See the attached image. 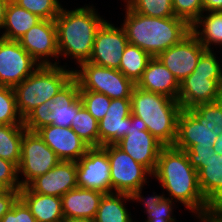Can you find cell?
I'll use <instances>...</instances> for the list:
<instances>
[{
    "label": "cell",
    "mask_w": 222,
    "mask_h": 222,
    "mask_svg": "<svg viewBox=\"0 0 222 222\" xmlns=\"http://www.w3.org/2000/svg\"><path fill=\"white\" fill-rule=\"evenodd\" d=\"M152 177L169 193L167 198L182 203L192 213L211 208L200 190L198 172L190 164L184 150L164 146Z\"/></svg>",
    "instance_id": "1"
},
{
    "label": "cell",
    "mask_w": 222,
    "mask_h": 222,
    "mask_svg": "<svg viewBox=\"0 0 222 222\" xmlns=\"http://www.w3.org/2000/svg\"><path fill=\"white\" fill-rule=\"evenodd\" d=\"M122 25L130 44L138 46L151 57L179 43L191 32V26L179 17H147L125 5Z\"/></svg>",
    "instance_id": "2"
},
{
    "label": "cell",
    "mask_w": 222,
    "mask_h": 222,
    "mask_svg": "<svg viewBox=\"0 0 222 222\" xmlns=\"http://www.w3.org/2000/svg\"><path fill=\"white\" fill-rule=\"evenodd\" d=\"M93 5L74 10L64 9L55 19L59 57L76 59L77 64L88 61L98 29L106 21Z\"/></svg>",
    "instance_id": "3"
},
{
    "label": "cell",
    "mask_w": 222,
    "mask_h": 222,
    "mask_svg": "<svg viewBox=\"0 0 222 222\" xmlns=\"http://www.w3.org/2000/svg\"><path fill=\"white\" fill-rule=\"evenodd\" d=\"M130 100L131 114L141 118L147 130L164 146H173L177 137V119L182 110L178 100L136 85Z\"/></svg>",
    "instance_id": "4"
},
{
    "label": "cell",
    "mask_w": 222,
    "mask_h": 222,
    "mask_svg": "<svg viewBox=\"0 0 222 222\" xmlns=\"http://www.w3.org/2000/svg\"><path fill=\"white\" fill-rule=\"evenodd\" d=\"M60 65H40L14 87L17 109L24 119L33 109L52 99L73 78V70Z\"/></svg>",
    "instance_id": "5"
},
{
    "label": "cell",
    "mask_w": 222,
    "mask_h": 222,
    "mask_svg": "<svg viewBox=\"0 0 222 222\" xmlns=\"http://www.w3.org/2000/svg\"><path fill=\"white\" fill-rule=\"evenodd\" d=\"M82 105L79 84L73 77L52 99L33 109L23 119V125L32 132L46 125L71 127L72 120Z\"/></svg>",
    "instance_id": "6"
},
{
    "label": "cell",
    "mask_w": 222,
    "mask_h": 222,
    "mask_svg": "<svg viewBox=\"0 0 222 222\" xmlns=\"http://www.w3.org/2000/svg\"><path fill=\"white\" fill-rule=\"evenodd\" d=\"M80 70L73 69V77L78 81L80 90L105 94L110 99L130 98L135 84L120 70L82 62Z\"/></svg>",
    "instance_id": "7"
},
{
    "label": "cell",
    "mask_w": 222,
    "mask_h": 222,
    "mask_svg": "<svg viewBox=\"0 0 222 222\" xmlns=\"http://www.w3.org/2000/svg\"><path fill=\"white\" fill-rule=\"evenodd\" d=\"M61 160L43 141L37 132L26 130L21 142V158L18 164V177L21 188L26 187L33 179L44 175L54 168Z\"/></svg>",
    "instance_id": "8"
},
{
    "label": "cell",
    "mask_w": 222,
    "mask_h": 222,
    "mask_svg": "<svg viewBox=\"0 0 222 222\" xmlns=\"http://www.w3.org/2000/svg\"><path fill=\"white\" fill-rule=\"evenodd\" d=\"M108 154L110 161L111 187L113 193L131 194L148 183L147 177L152 174L130 155L115 144L101 146ZM148 175V176H147Z\"/></svg>",
    "instance_id": "9"
},
{
    "label": "cell",
    "mask_w": 222,
    "mask_h": 222,
    "mask_svg": "<svg viewBox=\"0 0 222 222\" xmlns=\"http://www.w3.org/2000/svg\"><path fill=\"white\" fill-rule=\"evenodd\" d=\"M115 145L130 155L137 163L143 165L151 174L156 169L158 156L164 145L148 130L146 123L131 114L128 133Z\"/></svg>",
    "instance_id": "10"
},
{
    "label": "cell",
    "mask_w": 222,
    "mask_h": 222,
    "mask_svg": "<svg viewBox=\"0 0 222 222\" xmlns=\"http://www.w3.org/2000/svg\"><path fill=\"white\" fill-rule=\"evenodd\" d=\"M39 66L18 41L0 38V85L14 88Z\"/></svg>",
    "instance_id": "11"
},
{
    "label": "cell",
    "mask_w": 222,
    "mask_h": 222,
    "mask_svg": "<svg viewBox=\"0 0 222 222\" xmlns=\"http://www.w3.org/2000/svg\"><path fill=\"white\" fill-rule=\"evenodd\" d=\"M77 185L80 188L113 193L110 161L102 147H91L77 162Z\"/></svg>",
    "instance_id": "12"
},
{
    "label": "cell",
    "mask_w": 222,
    "mask_h": 222,
    "mask_svg": "<svg viewBox=\"0 0 222 222\" xmlns=\"http://www.w3.org/2000/svg\"><path fill=\"white\" fill-rule=\"evenodd\" d=\"M220 99H222V74L192 72L180 82L177 100L183 110Z\"/></svg>",
    "instance_id": "13"
},
{
    "label": "cell",
    "mask_w": 222,
    "mask_h": 222,
    "mask_svg": "<svg viewBox=\"0 0 222 222\" xmlns=\"http://www.w3.org/2000/svg\"><path fill=\"white\" fill-rule=\"evenodd\" d=\"M128 43L123 27H115L106 20L96 33L88 62L119 70L122 54Z\"/></svg>",
    "instance_id": "14"
},
{
    "label": "cell",
    "mask_w": 222,
    "mask_h": 222,
    "mask_svg": "<svg viewBox=\"0 0 222 222\" xmlns=\"http://www.w3.org/2000/svg\"><path fill=\"white\" fill-rule=\"evenodd\" d=\"M18 42L40 65H59V61L54 63L50 61L51 57L54 60L59 58L55 20H41Z\"/></svg>",
    "instance_id": "15"
},
{
    "label": "cell",
    "mask_w": 222,
    "mask_h": 222,
    "mask_svg": "<svg viewBox=\"0 0 222 222\" xmlns=\"http://www.w3.org/2000/svg\"><path fill=\"white\" fill-rule=\"evenodd\" d=\"M205 51L198 38L190 32L179 43L160 53L157 58L180 83L194 71L200 56Z\"/></svg>",
    "instance_id": "16"
},
{
    "label": "cell",
    "mask_w": 222,
    "mask_h": 222,
    "mask_svg": "<svg viewBox=\"0 0 222 222\" xmlns=\"http://www.w3.org/2000/svg\"><path fill=\"white\" fill-rule=\"evenodd\" d=\"M36 132L61 161L77 162L90 148L71 127L46 125Z\"/></svg>",
    "instance_id": "17"
},
{
    "label": "cell",
    "mask_w": 222,
    "mask_h": 222,
    "mask_svg": "<svg viewBox=\"0 0 222 222\" xmlns=\"http://www.w3.org/2000/svg\"><path fill=\"white\" fill-rule=\"evenodd\" d=\"M27 187L34 193L62 197L78 187L76 162L60 161L47 173L33 179Z\"/></svg>",
    "instance_id": "18"
},
{
    "label": "cell",
    "mask_w": 222,
    "mask_h": 222,
    "mask_svg": "<svg viewBox=\"0 0 222 222\" xmlns=\"http://www.w3.org/2000/svg\"><path fill=\"white\" fill-rule=\"evenodd\" d=\"M131 125L130 98L111 99L105 116L98 122L99 147L115 144L127 135Z\"/></svg>",
    "instance_id": "19"
},
{
    "label": "cell",
    "mask_w": 222,
    "mask_h": 222,
    "mask_svg": "<svg viewBox=\"0 0 222 222\" xmlns=\"http://www.w3.org/2000/svg\"><path fill=\"white\" fill-rule=\"evenodd\" d=\"M218 135L213 127L199 123L187 110H181L177 119V137L174 147L187 150L191 147H213Z\"/></svg>",
    "instance_id": "20"
},
{
    "label": "cell",
    "mask_w": 222,
    "mask_h": 222,
    "mask_svg": "<svg viewBox=\"0 0 222 222\" xmlns=\"http://www.w3.org/2000/svg\"><path fill=\"white\" fill-rule=\"evenodd\" d=\"M136 86L177 100L180 83L157 57H152Z\"/></svg>",
    "instance_id": "21"
},
{
    "label": "cell",
    "mask_w": 222,
    "mask_h": 222,
    "mask_svg": "<svg viewBox=\"0 0 222 222\" xmlns=\"http://www.w3.org/2000/svg\"><path fill=\"white\" fill-rule=\"evenodd\" d=\"M103 195L80 187L69 190L61 197L64 219L80 217L94 220Z\"/></svg>",
    "instance_id": "22"
},
{
    "label": "cell",
    "mask_w": 222,
    "mask_h": 222,
    "mask_svg": "<svg viewBox=\"0 0 222 222\" xmlns=\"http://www.w3.org/2000/svg\"><path fill=\"white\" fill-rule=\"evenodd\" d=\"M19 198L27 205L37 222H63L61 197L34 193L26 186L20 188Z\"/></svg>",
    "instance_id": "23"
},
{
    "label": "cell",
    "mask_w": 222,
    "mask_h": 222,
    "mask_svg": "<svg viewBox=\"0 0 222 222\" xmlns=\"http://www.w3.org/2000/svg\"><path fill=\"white\" fill-rule=\"evenodd\" d=\"M200 190L210 207H222V154L214 153L198 172Z\"/></svg>",
    "instance_id": "24"
},
{
    "label": "cell",
    "mask_w": 222,
    "mask_h": 222,
    "mask_svg": "<svg viewBox=\"0 0 222 222\" xmlns=\"http://www.w3.org/2000/svg\"><path fill=\"white\" fill-rule=\"evenodd\" d=\"M41 20L37 15L10 0L3 25L4 32H2L3 34L0 38L18 41L31 27Z\"/></svg>",
    "instance_id": "25"
},
{
    "label": "cell",
    "mask_w": 222,
    "mask_h": 222,
    "mask_svg": "<svg viewBox=\"0 0 222 222\" xmlns=\"http://www.w3.org/2000/svg\"><path fill=\"white\" fill-rule=\"evenodd\" d=\"M203 14L191 25V32L206 50H212L211 45L214 44L222 46V11H208L205 13L207 15Z\"/></svg>",
    "instance_id": "26"
},
{
    "label": "cell",
    "mask_w": 222,
    "mask_h": 222,
    "mask_svg": "<svg viewBox=\"0 0 222 222\" xmlns=\"http://www.w3.org/2000/svg\"><path fill=\"white\" fill-rule=\"evenodd\" d=\"M125 200V201H124ZM130 195L124 193L104 194L97 210L94 222H135L126 208Z\"/></svg>",
    "instance_id": "27"
},
{
    "label": "cell",
    "mask_w": 222,
    "mask_h": 222,
    "mask_svg": "<svg viewBox=\"0 0 222 222\" xmlns=\"http://www.w3.org/2000/svg\"><path fill=\"white\" fill-rule=\"evenodd\" d=\"M27 129L23 124L0 125V158L17 167L21 158V142Z\"/></svg>",
    "instance_id": "28"
},
{
    "label": "cell",
    "mask_w": 222,
    "mask_h": 222,
    "mask_svg": "<svg viewBox=\"0 0 222 222\" xmlns=\"http://www.w3.org/2000/svg\"><path fill=\"white\" fill-rule=\"evenodd\" d=\"M151 58L138 46L128 43L122 54L119 70L136 85Z\"/></svg>",
    "instance_id": "29"
},
{
    "label": "cell",
    "mask_w": 222,
    "mask_h": 222,
    "mask_svg": "<svg viewBox=\"0 0 222 222\" xmlns=\"http://www.w3.org/2000/svg\"><path fill=\"white\" fill-rule=\"evenodd\" d=\"M72 130L91 148L99 147L98 121L82 105L71 124Z\"/></svg>",
    "instance_id": "30"
},
{
    "label": "cell",
    "mask_w": 222,
    "mask_h": 222,
    "mask_svg": "<svg viewBox=\"0 0 222 222\" xmlns=\"http://www.w3.org/2000/svg\"><path fill=\"white\" fill-rule=\"evenodd\" d=\"M187 111L199 122L213 127V132L218 136L222 133V99L198 104Z\"/></svg>",
    "instance_id": "31"
},
{
    "label": "cell",
    "mask_w": 222,
    "mask_h": 222,
    "mask_svg": "<svg viewBox=\"0 0 222 222\" xmlns=\"http://www.w3.org/2000/svg\"><path fill=\"white\" fill-rule=\"evenodd\" d=\"M133 11L147 16L174 17L172 0H124Z\"/></svg>",
    "instance_id": "32"
},
{
    "label": "cell",
    "mask_w": 222,
    "mask_h": 222,
    "mask_svg": "<svg viewBox=\"0 0 222 222\" xmlns=\"http://www.w3.org/2000/svg\"><path fill=\"white\" fill-rule=\"evenodd\" d=\"M23 124L13 87L0 85V125Z\"/></svg>",
    "instance_id": "33"
},
{
    "label": "cell",
    "mask_w": 222,
    "mask_h": 222,
    "mask_svg": "<svg viewBox=\"0 0 222 222\" xmlns=\"http://www.w3.org/2000/svg\"><path fill=\"white\" fill-rule=\"evenodd\" d=\"M42 20H55L62 9L59 0H13Z\"/></svg>",
    "instance_id": "34"
},
{
    "label": "cell",
    "mask_w": 222,
    "mask_h": 222,
    "mask_svg": "<svg viewBox=\"0 0 222 222\" xmlns=\"http://www.w3.org/2000/svg\"><path fill=\"white\" fill-rule=\"evenodd\" d=\"M80 98L87 111L99 122L108 111L111 99L105 94L80 90Z\"/></svg>",
    "instance_id": "35"
},
{
    "label": "cell",
    "mask_w": 222,
    "mask_h": 222,
    "mask_svg": "<svg viewBox=\"0 0 222 222\" xmlns=\"http://www.w3.org/2000/svg\"><path fill=\"white\" fill-rule=\"evenodd\" d=\"M175 17L184 19L190 26L204 13L202 0H172Z\"/></svg>",
    "instance_id": "36"
},
{
    "label": "cell",
    "mask_w": 222,
    "mask_h": 222,
    "mask_svg": "<svg viewBox=\"0 0 222 222\" xmlns=\"http://www.w3.org/2000/svg\"><path fill=\"white\" fill-rule=\"evenodd\" d=\"M173 203L170 198L165 197L159 204L150 208L147 212V220L145 222H176L173 216Z\"/></svg>",
    "instance_id": "37"
},
{
    "label": "cell",
    "mask_w": 222,
    "mask_h": 222,
    "mask_svg": "<svg viewBox=\"0 0 222 222\" xmlns=\"http://www.w3.org/2000/svg\"><path fill=\"white\" fill-rule=\"evenodd\" d=\"M17 166L6 159L0 158V182L7 189H20Z\"/></svg>",
    "instance_id": "38"
},
{
    "label": "cell",
    "mask_w": 222,
    "mask_h": 222,
    "mask_svg": "<svg viewBox=\"0 0 222 222\" xmlns=\"http://www.w3.org/2000/svg\"><path fill=\"white\" fill-rule=\"evenodd\" d=\"M0 222H37L27 205L18 198Z\"/></svg>",
    "instance_id": "39"
},
{
    "label": "cell",
    "mask_w": 222,
    "mask_h": 222,
    "mask_svg": "<svg viewBox=\"0 0 222 222\" xmlns=\"http://www.w3.org/2000/svg\"><path fill=\"white\" fill-rule=\"evenodd\" d=\"M214 50H206L199 58L193 72L203 74H222V64L216 58Z\"/></svg>",
    "instance_id": "40"
},
{
    "label": "cell",
    "mask_w": 222,
    "mask_h": 222,
    "mask_svg": "<svg viewBox=\"0 0 222 222\" xmlns=\"http://www.w3.org/2000/svg\"><path fill=\"white\" fill-rule=\"evenodd\" d=\"M213 147H191L184 150L188 156L190 164L199 172L204 167V162L215 153Z\"/></svg>",
    "instance_id": "41"
},
{
    "label": "cell",
    "mask_w": 222,
    "mask_h": 222,
    "mask_svg": "<svg viewBox=\"0 0 222 222\" xmlns=\"http://www.w3.org/2000/svg\"><path fill=\"white\" fill-rule=\"evenodd\" d=\"M143 187H140L139 189H137L136 191H134L133 193L130 194V198L132 200V202H134L136 200V202H143L144 206H145V212H150V208H152L154 205L159 204L164 198L165 195L162 193L161 195L159 194H155L156 192H153L154 195L149 196V198L147 197H143L142 195V190Z\"/></svg>",
    "instance_id": "42"
},
{
    "label": "cell",
    "mask_w": 222,
    "mask_h": 222,
    "mask_svg": "<svg viewBox=\"0 0 222 222\" xmlns=\"http://www.w3.org/2000/svg\"><path fill=\"white\" fill-rule=\"evenodd\" d=\"M19 190L20 189H8L3 194H0V220L19 198Z\"/></svg>",
    "instance_id": "43"
},
{
    "label": "cell",
    "mask_w": 222,
    "mask_h": 222,
    "mask_svg": "<svg viewBox=\"0 0 222 222\" xmlns=\"http://www.w3.org/2000/svg\"><path fill=\"white\" fill-rule=\"evenodd\" d=\"M195 217L201 220L200 222H222V207H211L196 213Z\"/></svg>",
    "instance_id": "44"
},
{
    "label": "cell",
    "mask_w": 222,
    "mask_h": 222,
    "mask_svg": "<svg viewBox=\"0 0 222 222\" xmlns=\"http://www.w3.org/2000/svg\"><path fill=\"white\" fill-rule=\"evenodd\" d=\"M204 12L222 11V0H202Z\"/></svg>",
    "instance_id": "45"
},
{
    "label": "cell",
    "mask_w": 222,
    "mask_h": 222,
    "mask_svg": "<svg viewBox=\"0 0 222 222\" xmlns=\"http://www.w3.org/2000/svg\"><path fill=\"white\" fill-rule=\"evenodd\" d=\"M212 149L216 154H222V133L216 138V142Z\"/></svg>",
    "instance_id": "46"
},
{
    "label": "cell",
    "mask_w": 222,
    "mask_h": 222,
    "mask_svg": "<svg viewBox=\"0 0 222 222\" xmlns=\"http://www.w3.org/2000/svg\"><path fill=\"white\" fill-rule=\"evenodd\" d=\"M63 222H94L91 219H87V218H68V219H64Z\"/></svg>",
    "instance_id": "47"
},
{
    "label": "cell",
    "mask_w": 222,
    "mask_h": 222,
    "mask_svg": "<svg viewBox=\"0 0 222 222\" xmlns=\"http://www.w3.org/2000/svg\"><path fill=\"white\" fill-rule=\"evenodd\" d=\"M7 8H0V30L3 29Z\"/></svg>",
    "instance_id": "48"
},
{
    "label": "cell",
    "mask_w": 222,
    "mask_h": 222,
    "mask_svg": "<svg viewBox=\"0 0 222 222\" xmlns=\"http://www.w3.org/2000/svg\"><path fill=\"white\" fill-rule=\"evenodd\" d=\"M10 0H0V8H7Z\"/></svg>",
    "instance_id": "49"
},
{
    "label": "cell",
    "mask_w": 222,
    "mask_h": 222,
    "mask_svg": "<svg viewBox=\"0 0 222 222\" xmlns=\"http://www.w3.org/2000/svg\"><path fill=\"white\" fill-rule=\"evenodd\" d=\"M8 189L0 182V194H3L6 192Z\"/></svg>",
    "instance_id": "50"
}]
</instances>
